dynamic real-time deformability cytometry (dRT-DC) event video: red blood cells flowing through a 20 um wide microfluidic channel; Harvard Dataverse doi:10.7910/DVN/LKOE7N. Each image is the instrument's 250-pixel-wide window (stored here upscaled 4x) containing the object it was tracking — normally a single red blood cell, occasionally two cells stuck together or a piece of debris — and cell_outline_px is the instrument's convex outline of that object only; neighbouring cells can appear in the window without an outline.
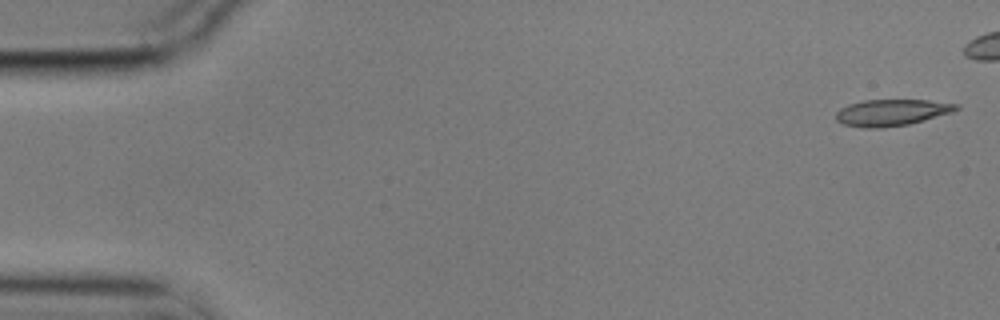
{"species": "common noctule bat (a hibernating species)", "species_latin": "Nyctalus noctula", "temperature_condition": "cold", "stored_images_in_passage": 47, "camera_frame_rate_fps": 3000, "um_per_image_px": 0.085, "animal": {"sex": "male", "body_mass_g": 17.9}, "frame": {"image": 1, "passage_image": 2, "time_ms": 0.333, "image_size_px": [1000, 320], "cell_outline_px": [[960, 108], [952, 112], [924, 120], [908, 124], [880, 128], [864, 128], [844, 124], [836, 120], [836, 112], [840, 108], [848, 104], [864, 100], [928, 100], [960, 104]], "centroid_in_image_um": [75.79, 9.56], "position_along_channel_um": 9.2, "area_um2": 18.55}}
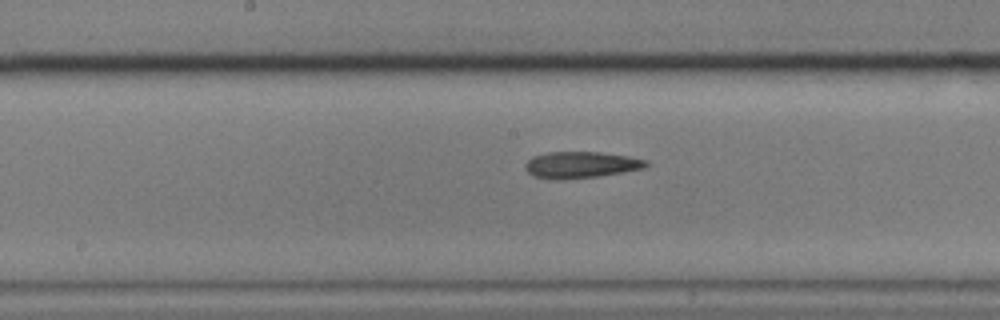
{"frame": {"image": 2, "passage_image": 29, "time_ms": 9.333, "image_size_px": [1000, 320], "cell_outline_px": [[648, 164], [644, 168], [600, 176], [564, 180], [548, 180], [532, 176], [524, 168], [524, 164], [532, 156], [548, 152], [600, 152], [628, 156], [648, 160]], "centroid_in_image_um": [49.32, 14.02], "position_along_channel_um": 198.9, "area_um2": 18.96}}
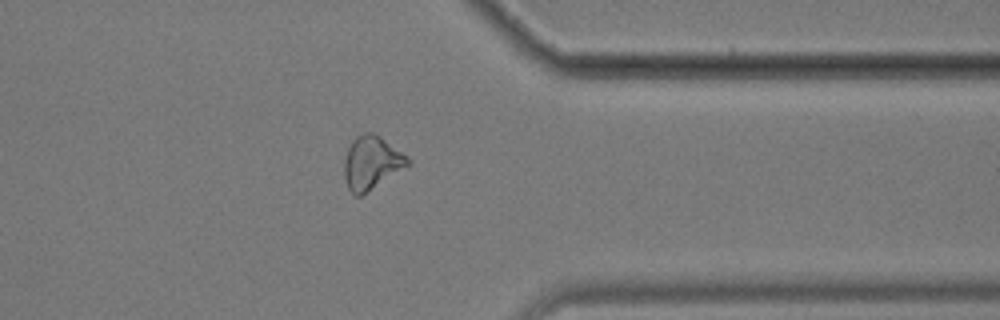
{"frame": {"image": 3, "passage_image": 45, "time_ms": 14.667, "image_size_px": [1000, 320], "cell_outline_px": [[412, 164], [360, 196], [356, 196], [348, 188], [344, 176], [344, 160], [348, 148], [352, 140], [356, 136], [364, 132], [372, 132], [380, 136], [408, 156], [412, 160]], "centroid_in_image_um": [31.6, 13.82], "position_along_channel_um": 379.8, "area_um2": 19.83}}